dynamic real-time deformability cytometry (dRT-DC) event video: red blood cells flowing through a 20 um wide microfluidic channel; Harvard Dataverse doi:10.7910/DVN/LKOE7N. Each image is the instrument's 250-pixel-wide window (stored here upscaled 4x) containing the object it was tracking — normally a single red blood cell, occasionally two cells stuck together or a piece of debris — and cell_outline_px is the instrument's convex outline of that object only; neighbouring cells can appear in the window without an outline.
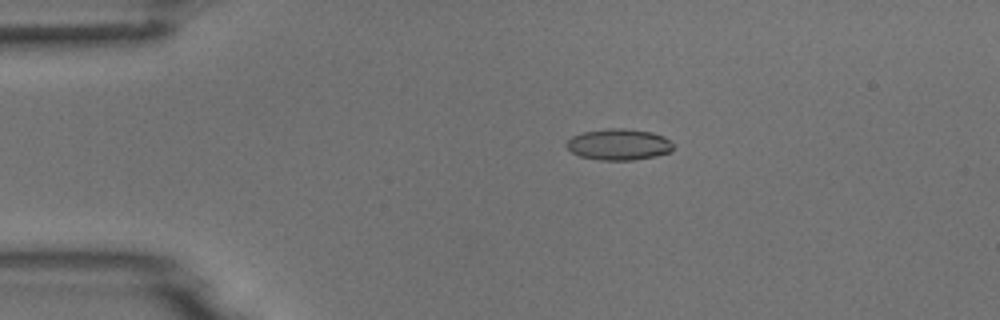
{"species": "common noctule bat (a hibernating species)", "species_latin": "Nyctalus noctula", "temperature_condition": "room temperature", "stored_images_in_passage": 6, "camera_frame_rate_fps": 3000, "um_per_image_px": 0.085, "animal": {"sex": "male", "body_mass_g": 18.8}, "frame": {"image": 1, "passage_image": 3, "time_ms": 0.667, "image_size_px": [1000, 320], "cell_outline_px": [[672, 152], [656, 156], [632, 160], [600, 160], [580, 156], [572, 152], [564, 144], [572, 136], [584, 132], [608, 128], [624, 128], [652, 132], [664, 136], [672, 144]], "centroid_in_image_um": [52.6, 12.28], "position_along_channel_um": 32.4, "area_um2": 19.42}}
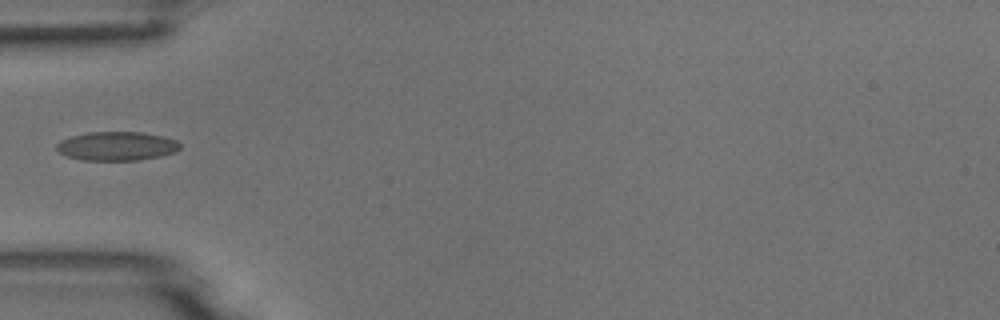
{"frame": {"image": 2, "passage_image": 5, "time_ms": 1.333, "image_size_px": [1000, 320], "cell_outline_px": [[180, 148], [176, 152], [160, 156], [140, 160], [84, 160], [68, 156], [60, 152], [56, 148], [56, 144], [60, 140], [72, 136], [88, 132], [144, 132], [164, 136], [176, 140], [180, 144]], "centroid_in_image_um": [9.96, 12.41], "position_along_channel_um": 75.0, "area_um2": 20.81}}